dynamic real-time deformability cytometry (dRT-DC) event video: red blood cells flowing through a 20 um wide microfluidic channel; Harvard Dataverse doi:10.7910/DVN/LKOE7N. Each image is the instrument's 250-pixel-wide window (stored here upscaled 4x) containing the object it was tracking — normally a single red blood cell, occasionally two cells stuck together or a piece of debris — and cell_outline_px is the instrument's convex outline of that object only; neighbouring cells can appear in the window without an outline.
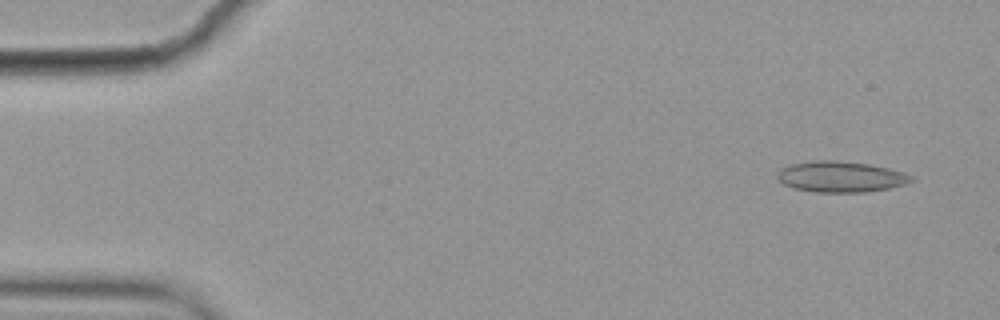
{"species": "common noctule bat (a hibernating species)", "species_latin": "Nyctalus noctula", "temperature_condition": "cold", "stored_images_in_passage": 6, "camera_frame_rate_fps": 3000, "um_per_image_px": 0.085, "animal": {"sex": "female", "body_mass_g": 19.9}, "frame": {"image": 1, "passage_image": 1, "time_ms": 0.0, "image_size_px": [1000, 320], "cell_outline_px": [[916, 180], [904, 184], [888, 188], [864, 192], [816, 192], [792, 188], [784, 184], [776, 176], [788, 164], [816, 160], [836, 160], [868, 164], [888, 168], [904, 172], [912, 176]], "centroid_in_image_um": [71.48, 15.02], "position_along_channel_um": 13.5, "area_um2": 23.99}}
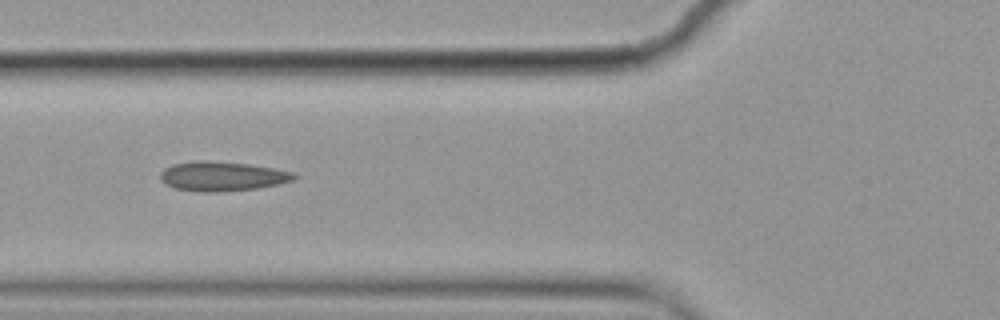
{"frame": {"image": 2, "passage_image": 6, "time_ms": 1.667, "image_size_px": [1000, 320], "cell_outline_px": [[296, 180], [280, 184], [256, 188], [220, 192], [204, 192], [176, 188], [164, 184], [160, 180], [160, 172], [164, 168], [172, 164], [192, 160], [208, 160], [248, 164], [272, 168], [292, 172], [296, 176]], "centroid_in_image_um": [18.85, 14.97], "position_along_channel_um": 107.0, "area_um2": 23.12}}